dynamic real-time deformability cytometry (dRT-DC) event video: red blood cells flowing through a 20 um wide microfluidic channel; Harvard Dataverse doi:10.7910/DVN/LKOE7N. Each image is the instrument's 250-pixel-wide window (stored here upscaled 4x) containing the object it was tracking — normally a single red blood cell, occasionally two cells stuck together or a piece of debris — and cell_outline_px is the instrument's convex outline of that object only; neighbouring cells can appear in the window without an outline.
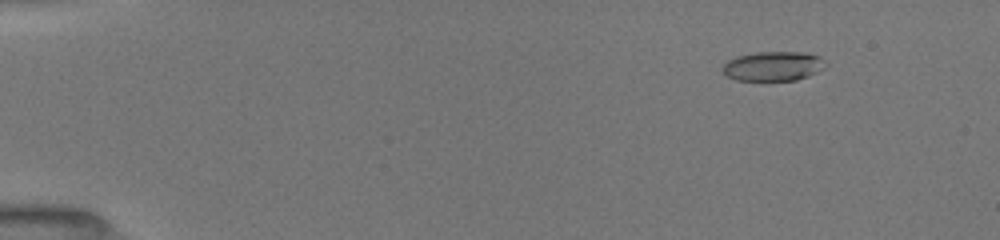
{"species": "common noctule bat (a hibernating species)", "species_latin": "Nyctalus noctula", "temperature_condition": "room temperature", "stored_images_in_passage": 11, "camera_frame_rate_fps": 3000, "um_per_image_px": 0.085, "animal": {"sex": "female", "body_mass_g": 19.5, "forearm_length_mm": 54.1}, "frame": {"image": 1, "passage_image": 3, "time_ms": 2.0, "image_size_px": [1000, 240], "cell_outline_px": [[828, 64], [816, 72], [808, 76], [796, 80], [736, 80], [728, 76], [720, 68], [728, 60], [736, 56], [756, 52], [804, 52], [820, 56]], "centroid_in_image_um": [65.72, 5.61], "position_along_channel_um": 19.3, "area_um2": 17.69}}
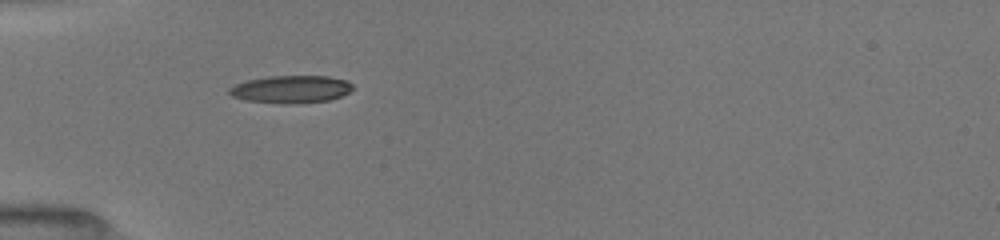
{"frame": {"image": 2, "passage_image": 8, "time_ms": 5.667, "image_size_px": [1000, 240], "cell_outline_px": [[352, 88], [348, 92], [340, 96], [328, 100], [248, 100], [232, 96], [228, 92], [228, 88], [236, 84], [248, 80], [268, 76], [328, 76], [348, 80], [352, 84]], "centroid_in_image_um": [24.75, 7.5], "position_along_channel_um": 60.2, "area_um2": 18.44}}
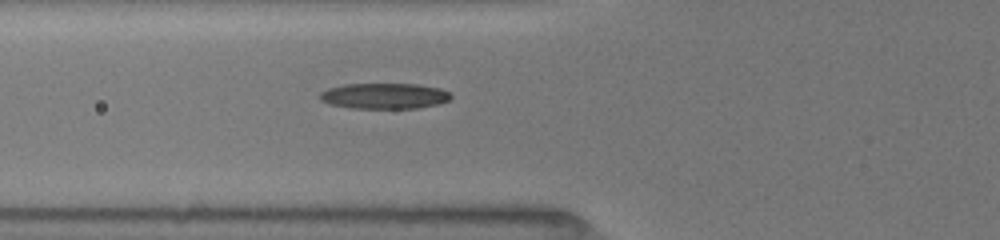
{"frame": {"image": 3, "passage_image": 11, "time_ms": 6.667, "image_size_px": [1000, 240], "cell_outline_px": [[452, 96], [448, 100], [436, 104], [416, 108], [352, 108], [328, 104], [320, 100], [320, 92], [328, 88], [344, 84], [420, 84], [440, 88], [448, 92]], "centroid_in_image_um": [32.64, 8.15], "position_along_channel_um": 93.2, "area_um2": 19.59}}